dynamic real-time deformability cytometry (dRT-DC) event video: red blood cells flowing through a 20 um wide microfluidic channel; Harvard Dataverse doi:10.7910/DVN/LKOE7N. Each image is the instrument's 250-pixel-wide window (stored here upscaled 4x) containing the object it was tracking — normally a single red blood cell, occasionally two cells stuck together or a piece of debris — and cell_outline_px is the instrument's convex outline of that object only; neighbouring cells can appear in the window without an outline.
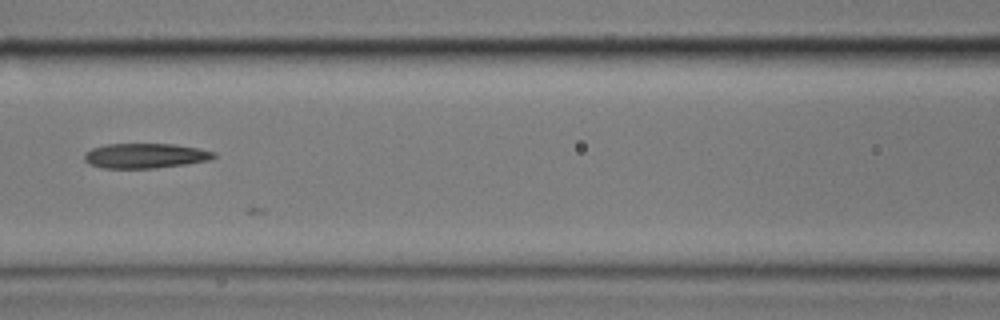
{"species": "common noctule bat (a hibernating species)", "species_latin": "Nyctalus noctula", "temperature_condition": "cold", "stored_images_in_passage": 18, "camera_frame_rate_fps": 3000, "um_per_image_px": 0.085, "animal": {"sex": "male", "body_mass_g": 17.9}, "frame": {"image": 1, "passage_image": 13, "time_ms": 4.0, "image_size_px": [1000, 320], "cell_outline_px": [[216, 156], [212, 160], [188, 164], [156, 168], [104, 168], [88, 164], [84, 160], [84, 152], [92, 148], [108, 144], [172, 144], [200, 148], [216, 152]], "centroid_in_image_um": [12.38, 13.24], "position_along_channel_um": 154.2, "area_um2": 19.02}}
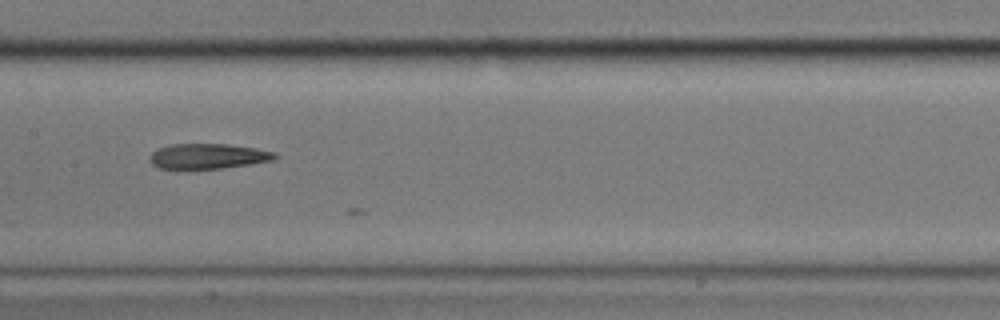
{"frame": {"image": 2, "passage_image": 16, "time_ms": 5.0, "image_size_px": [1000, 320], "cell_outline_px": [[280, 156], [272, 160], [248, 164], [220, 168], [160, 168], [152, 164], [148, 160], [148, 156], [156, 148], [172, 144], [228, 144], [256, 148], [276, 152]], "centroid_in_image_um": [17.66, 13.26], "position_along_channel_um": 189.7, "area_um2": 18.32}}